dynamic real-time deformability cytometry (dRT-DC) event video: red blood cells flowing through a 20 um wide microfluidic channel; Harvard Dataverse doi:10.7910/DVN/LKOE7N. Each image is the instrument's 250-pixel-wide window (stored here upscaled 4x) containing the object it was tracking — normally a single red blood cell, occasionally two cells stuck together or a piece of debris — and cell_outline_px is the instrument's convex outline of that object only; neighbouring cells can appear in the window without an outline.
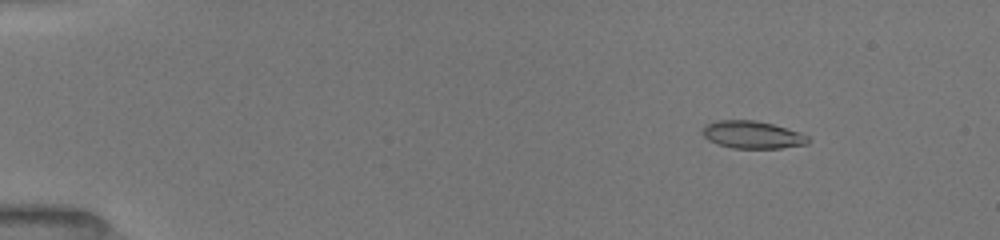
{"species": "common noctule bat (a hibernating species)", "species_latin": "Nyctalus noctula", "temperature_condition": "room temperature", "stored_images_in_passage": 27, "camera_frame_rate_fps": 3000, "um_per_image_px": 0.085, "animal": {"sex": "female", "body_mass_g": 19.5, "forearm_length_mm": 54.1}, "frame": {"image": 1, "passage_image": 8, "time_ms": 2.0, "image_size_px": [1000, 240], "cell_outline_px": [[812, 140], [808, 144], [780, 148], [732, 148], [716, 144], [708, 140], [700, 132], [704, 124], [716, 120], [756, 120], [772, 124], [800, 132], [808, 136]], "centroid_in_image_um": [63.92, 11.45], "position_along_channel_um": 21.1, "area_um2": 17.22}}
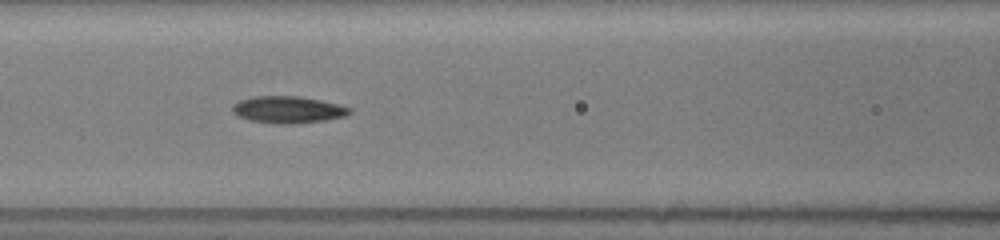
{"frame": {"image": 2, "passage_image": 21, "time_ms": 7.667, "image_size_px": [1000, 240], "cell_outline_px": [[352, 112], [344, 116], [328, 120], [292, 124], [276, 124], [248, 120], [232, 112], [232, 104], [240, 100], [252, 96], [296, 96], [320, 100], [352, 108]], "centroid_in_image_um": [24.46, 9.33], "position_along_channel_um": 142.1, "area_um2": 18.44}}
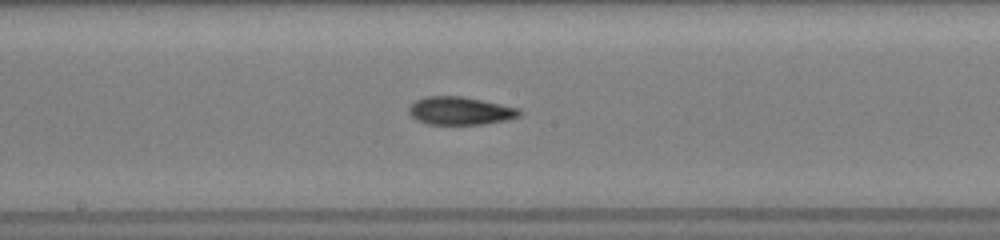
{"frame": {"image": 3, "passage_image": 24, "time_ms": 9.333, "image_size_px": [1000, 240], "cell_outline_px": [[524, 112], [520, 116], [508, 120], [484, 124], [428, 124], [416, 120], [408, 112], [408, 108], [416, 100], [424, 96], [460, 96], [520, 108]], "centroid_in_image_um": [39.14, 9.42], "position_along_channel_um": 209.1, "area_um2": 18.09}}